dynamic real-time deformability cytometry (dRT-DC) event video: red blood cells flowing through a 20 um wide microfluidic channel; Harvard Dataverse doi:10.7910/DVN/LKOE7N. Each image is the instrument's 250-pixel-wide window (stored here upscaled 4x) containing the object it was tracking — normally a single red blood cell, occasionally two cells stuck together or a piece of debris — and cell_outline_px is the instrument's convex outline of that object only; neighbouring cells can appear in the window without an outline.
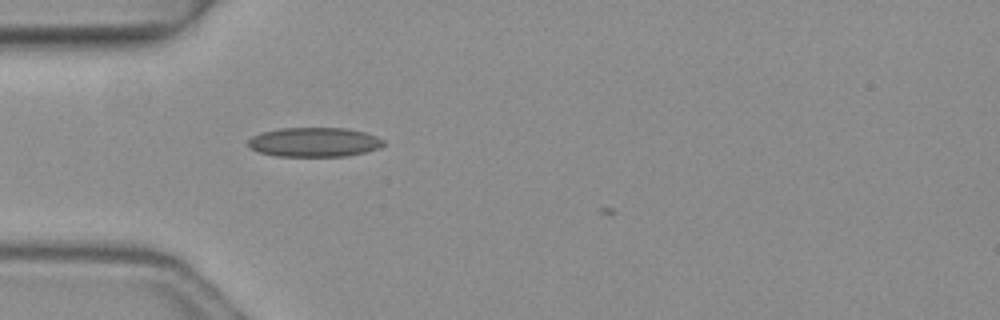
{"species": "common noctule bat (a hibernating species)", "species_latin": "Nyctalus noctula", "temperature_condition": "warm", "stored_images_in_passage": 2, "camera_frame_rate_fps": 3000, "um_per_image_px": 0.085, "animal": {"sex": "female", "body_mass_g": 19.3, "forearm_length_mm": 54.1}, "frame": {"image": 1, "passage_image": 2, "time_ms": 0.333, "image_size_px": [1000, 320], "cell_outline_px": [[384, 144], [380, 148], [348, 156], [276, 156], [256, 152], [248, 148], [248, 140], [252, 136], [260, 132], [280, 128], [348, 128], [364, 132], [376, 136], [384, 140]], "centroid_in_image_um": [26.67, 12.08], "position_along_channel_um": 58.3, "area_um2": 23.41}}